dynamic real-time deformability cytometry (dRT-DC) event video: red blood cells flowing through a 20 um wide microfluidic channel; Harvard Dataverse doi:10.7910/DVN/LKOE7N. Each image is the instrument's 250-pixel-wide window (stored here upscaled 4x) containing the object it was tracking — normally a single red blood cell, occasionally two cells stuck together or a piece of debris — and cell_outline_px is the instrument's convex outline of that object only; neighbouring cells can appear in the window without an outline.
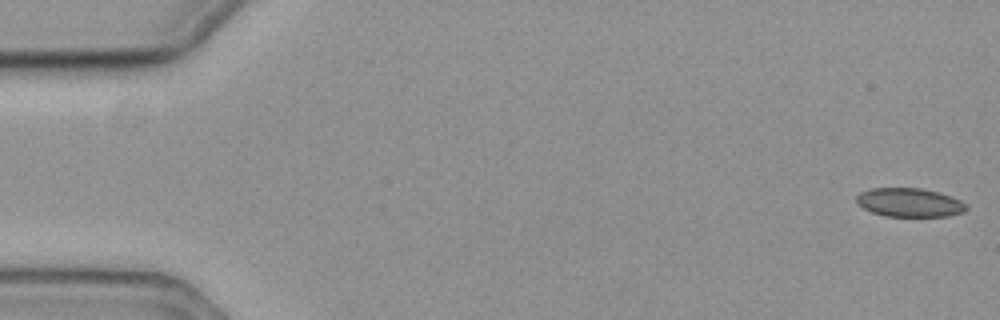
{"species": "common noctule bat (a hibernating species)", "species_latin": "Nyctalus noctula", "temperature_condition": "cold", "stored_images_in_passage": 52, "camera_frame_rate_fps": 3000, "um_per_image_px": 0.085, "animal": {"sex": "female", "body_mass_g": 19.3, "forearm_length_mm": 54.1}, "frame": {"image": 1, "passage_image": 1, "time_ms": 0.0, "image_size_px": [1000, 320], "cell_outline_px": [[968, 208], [964, 212], [948, 216], [884, 216], [872, 212], [864, 208], [856, 200], [856, 196], [860, 192], [872, 188], [920, 188], [940, 192], [952, 196], [968, 204]], "centroid_in_image_um": [77.35, 17.21], "position_along_channel_um": 7.6, "area_um2": 18.5}}
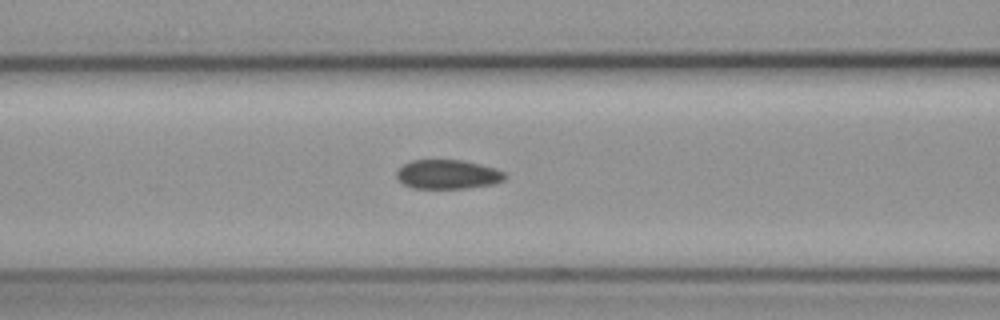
{"frame": {"image": 2, "passage_image": 24, "time_ms": 7.667, "image_size_px": [1000, 320], "cell_outline_px": [[508, 176], [504, 180], [496, 184], [468, 188], [412, 188], [404, 184], [396, 176], [396, 172], [404, 164], [412, 160], [464, 160], [496, 168], [504, 172]], "centroid_in_image_um": [38.11, 14.82], "position_along_channel_um": 128.5, "area_um2": 18.55}}
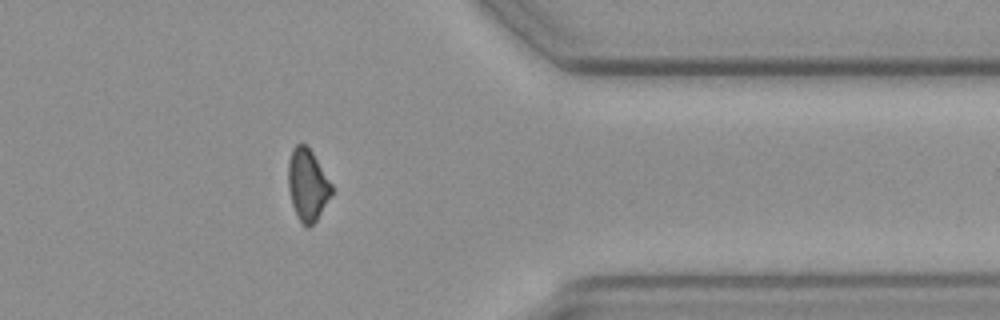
{"frame": {"image": 3, "passage_image": 47, "time_ms": 15.333, "image_size_px": [1000, 320], "cell_outline_px": [[336, 188], [332, 196], [316, 220], [308, 228], [304, 228], [292, 204], [288, 188], [288, 160], [292, 148], [296, 144], [304, 144], [312, 152]], "centroid_in_image_um": [26.17, 15.71], "position_along_channel_um": 385.2, "area_um2": 18.5}}